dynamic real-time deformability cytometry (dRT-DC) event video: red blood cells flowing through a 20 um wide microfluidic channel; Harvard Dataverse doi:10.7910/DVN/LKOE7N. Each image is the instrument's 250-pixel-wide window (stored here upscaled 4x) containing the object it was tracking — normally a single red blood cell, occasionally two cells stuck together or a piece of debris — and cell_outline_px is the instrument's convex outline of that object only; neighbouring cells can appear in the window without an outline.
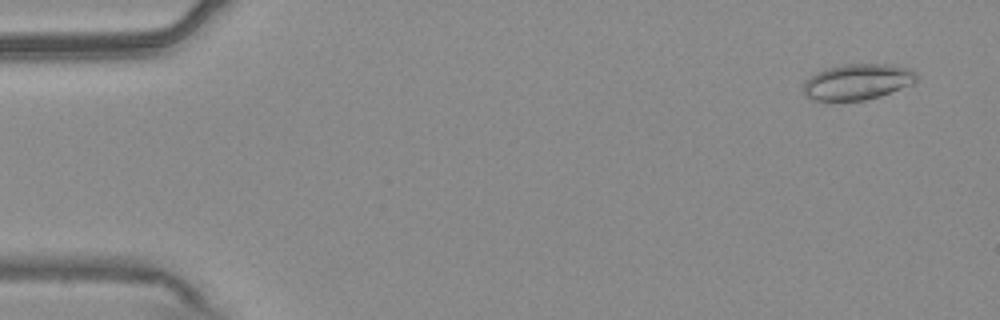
{"species": "common noctule bat (a hibernating species)", "species_latin": "Nyctalus noctula", "temperature_condition": "warm", "stored_images_in_passage": 14, "camera_frame_rate_fps": 3000, "um_per_image_px": 0.085, "animal": {"sex": "male", "body_mass_g": 20.4}, "frame": {"image": 1, "passage_image": 3, "time_ms": 0.667, "image_size_px": [1000, 320], "cell_outline_px": [[916, 80], [912, 84], [880, 96], [864, 100], [808, 100], [804, 96], [804, 80], [816, 72], [824, 68], [844, 64], [888, 64], [912, 68], [916, 72]], "centroid_in_image_um": [72.86, 6.94], "position_along_channel_um": 12.1, "area_um2": 23.81}}